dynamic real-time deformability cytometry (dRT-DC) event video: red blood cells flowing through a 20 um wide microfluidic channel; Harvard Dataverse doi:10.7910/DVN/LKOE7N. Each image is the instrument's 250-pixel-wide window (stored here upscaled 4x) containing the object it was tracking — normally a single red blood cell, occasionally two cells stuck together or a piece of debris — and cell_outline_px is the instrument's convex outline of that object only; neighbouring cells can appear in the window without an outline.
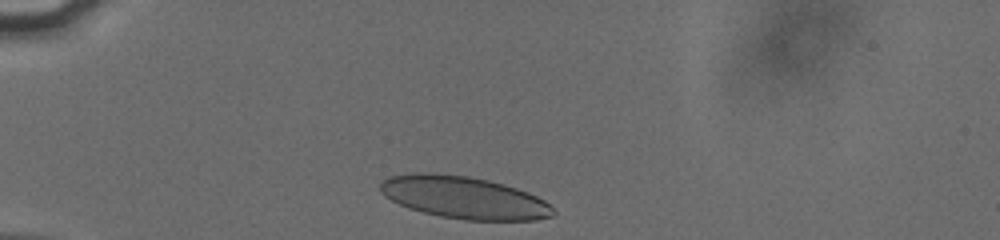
{"species": "human", "species_latin": "Homo sapiens", "temperature_condition": "cold", "stored_images_in_passage": 32, "camera_frame_rate_fps": 3000, "um_per_image_px": 0.085, "donor": {"sex": "male"}, "frame": {"image": 1, "passage_image": 1, "time_ms": 0.0, "image_size_px": [1000, 240], "cell_outline_px": [[556, 212], [552, 216], [536, 220], [464, 220], [440, 216], [408, 208], [384, 196], [380, 192], [380, 180], [388, 176], [412, 172], [436, 172], [468, 176], [488, 180], [504, 184], [528, 192], [544, 200]], "centroid_in_image_um": [39.39, 16.77], "position_along_channel_um": 45.6, "area_um2": 42.89}}
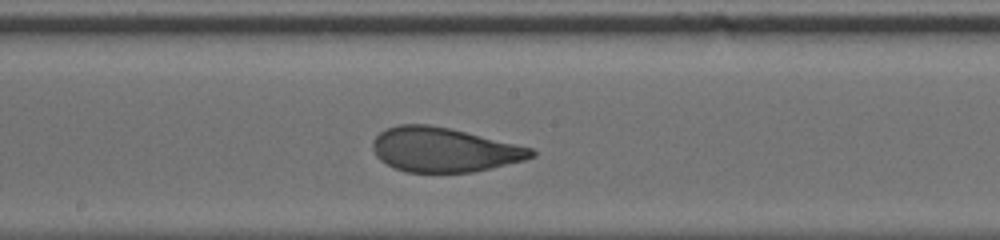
{"frame": {"image": 2, "passage_image": 17, "time_ms": 5.333, "image_size_px": [1000, 240], "cell_outline_px": [[536, 156], [524, 160], [472, 172], [404, 172], [392, 168], [380, 160], [376, 156], [372, 148], [372, 144], [376, 136], [380, 132], [388, 128], [400, 124], [428, 124], [448, 128], [532, 148], [536, 152]], "centroid_in_image_um": [37.69, 12.74], "position_along_channel_um": 210.5, "area_um2": 40.75}}
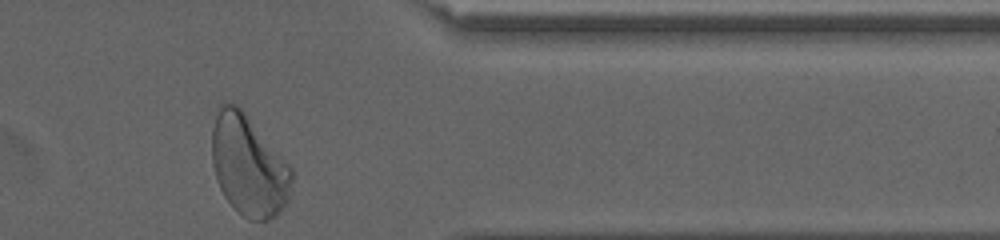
{"frame": {"image": 3, "passage_image": 32, "time_ms": 10.333, "image_size_px": [1000, 240], "cell_outline_px": [[292, 180], [288, 200], [276, 216], [268, 220], [248, 220], [236, 212], [224, 196], [216, 180], [212, 164], [212, 128], [220, 104], [224, 100], [228, 100], [236, 104], [244, 112], [292, 168]], "centroid_in_image_um": [21.1, 14.09], "position_along_channel_um": 390.3, "area_um2": 46.93}, "authors_computed_cell_mechanics": {"area_um2": 41.5582, "velocity_mm_per_s": 3.8063, "shape_relaxation_time_tau1_ms": 4.7352, "shape_relaxation_time_tau2_ms": 0.7231, "deformation_change_tau1": 0.1637, "deformation_change_tau2": 0.0663}}